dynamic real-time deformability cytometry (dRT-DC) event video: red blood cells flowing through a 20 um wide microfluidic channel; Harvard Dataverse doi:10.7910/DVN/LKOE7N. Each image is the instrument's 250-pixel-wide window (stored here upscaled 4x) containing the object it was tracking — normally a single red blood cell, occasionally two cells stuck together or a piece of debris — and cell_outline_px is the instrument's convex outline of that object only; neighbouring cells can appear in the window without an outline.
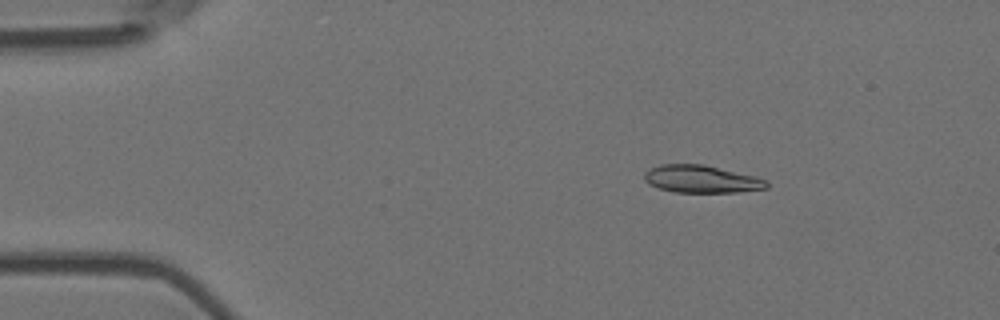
{"species": "Egyptian fruit bat (a non-hibernating species)", "species_latin": "Rousettus aegyptiacus", "temperature_condition": "room temperature", "stored_images_in_passage": 5, "camera_frame_rate_fps": 3000, "um_per_image_px": 0.085, "animal": {"sex": "female"}, "frame": {"image": 1, "passage_image": 3, "time_ms": 0.667, "image_size_px": [1000, 320], "cell_outline_px": [[768, 188], [736, 192], [676, 192], [656, 188], [648, 184], [644, 180], [644, 172], [648, 168], [660, 164], [704, 164], [752, 176], [764, 180], [768, 184]], "centroid_in_image_um": [59.52, 15.22], "position_along_channel_um": 25.5, "area_um2": 19.54}}